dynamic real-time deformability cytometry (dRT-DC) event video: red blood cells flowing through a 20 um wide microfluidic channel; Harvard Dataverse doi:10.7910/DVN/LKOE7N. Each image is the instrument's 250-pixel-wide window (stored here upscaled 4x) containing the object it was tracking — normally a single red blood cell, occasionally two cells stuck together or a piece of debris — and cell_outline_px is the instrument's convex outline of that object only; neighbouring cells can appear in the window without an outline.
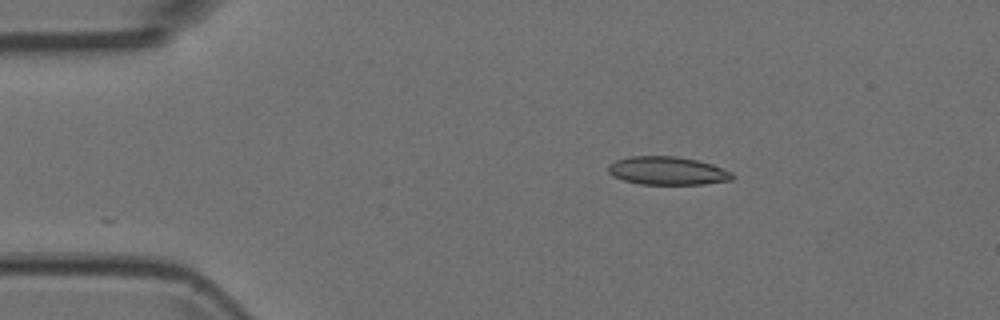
{"species": "Egyptian fruit bat (a non-hibernating species)", "species_latin": "Rousettus aegyptiacus", "temperature_condition": "room temperature", "stored_images_in_passage": 4, "camera_frame_rate_fps": 3000, "um_per_image_px": 0.085, "animal": {"sex": "female"}, "frame": {"image": 1, "passage_image": 3, "time_ms": 0.667, "image_size_px": [1000, 320], "cell_outline_px": [[732, 180], [704, 184], [640, 184], [624, 180], [612, 176], [608, 172], [608, 164], [616, 160], [628, 156], [676, 156], [696, 160], [712, 164], [732, 172]], "centroid_in_image_um": [56.7, 14.51], "position_along_channel_um": 28.3, "area_um2": 20.4}}